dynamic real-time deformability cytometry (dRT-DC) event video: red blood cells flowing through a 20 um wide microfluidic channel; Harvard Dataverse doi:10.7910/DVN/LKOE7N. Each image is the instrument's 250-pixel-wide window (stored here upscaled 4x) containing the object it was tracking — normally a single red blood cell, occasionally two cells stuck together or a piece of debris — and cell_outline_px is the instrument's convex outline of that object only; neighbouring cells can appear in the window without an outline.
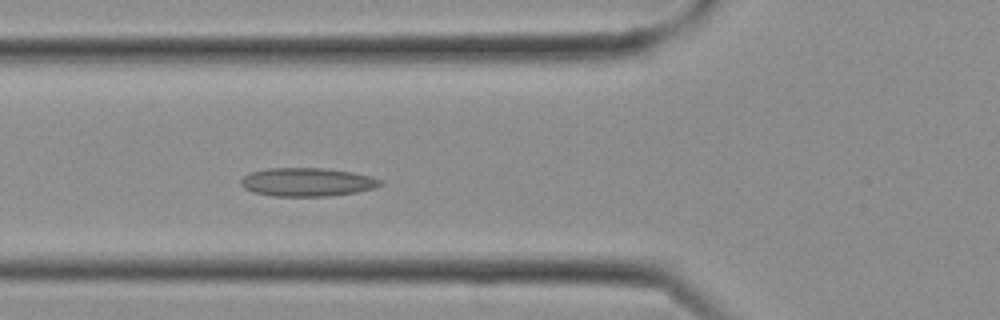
{"species": "Egyptian fruit bat (a non-hibernating species)", "species_latin": "Rousettus aegyptiacus", "temperature_condition": "cold", "stored_images_in_passage": 6, "camera_frame_rate_fps": 3000, "um_per_image_px": 0.085, "frame": {"image": 1, "passage_image": 6, "time_ms": 1.667, "image_size_px": [1000, 320], "cell_outline_px": [[384, 184], [376, 188], [356, 192], [328, 196], [272, 196], [252, 192], [244, 188], [240, 184], [240, 180], [248, 172], [268, 168], [324, 168], [352, 172], [372, 176], [384, 180]], "centroid_in_image_um": [26.12, 15.47], "position_along_channel_um": 99.7, "area_um2": 23.47}}